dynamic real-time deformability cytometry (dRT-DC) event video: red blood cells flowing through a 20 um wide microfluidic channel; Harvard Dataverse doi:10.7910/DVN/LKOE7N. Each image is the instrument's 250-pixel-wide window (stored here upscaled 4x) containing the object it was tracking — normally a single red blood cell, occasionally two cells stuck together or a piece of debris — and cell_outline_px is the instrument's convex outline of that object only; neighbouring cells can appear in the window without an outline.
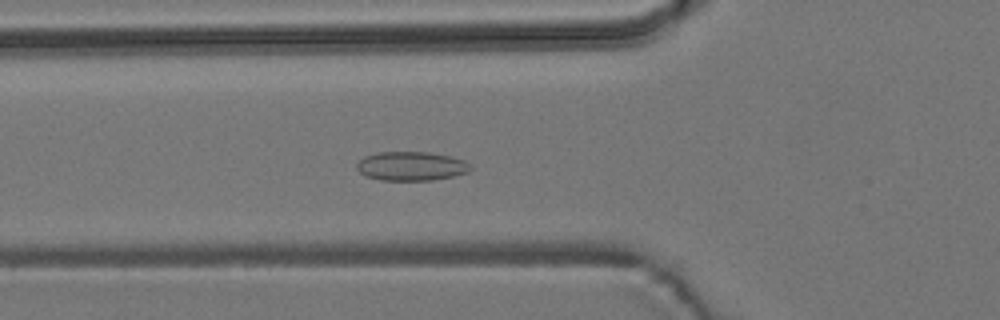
{"species": "common noctule bat (a hibernating species)", "species_latin": "Nyctalus noctula", "temperature_condition": "room temperature", "stored_images_in_passage": 51, "camera_frame_rate_fps": 3000, "um_per_image_px": 0.085, "animal": {"sex": "male", "body_mass_g": 19.2, "forearm_length_mm": 51.8}, "frame": {"image": 1, "passage_image": 16, "time_ms": 5.0, "image_size_px": [1000, 320], "cell_outline_px": [[472, 168], [468, 172], [452, 176], [432, 180], [380, 180], [364, 176], [356, 168], [356, 164], [364, 156], [380, 152], [428, 152], [448, 156], [464, 160], [472, 164]], "centroid_in_image_um": [34.94, 14.12], "position_along_channel_um": 90.9, "area_um2": 19.25}}
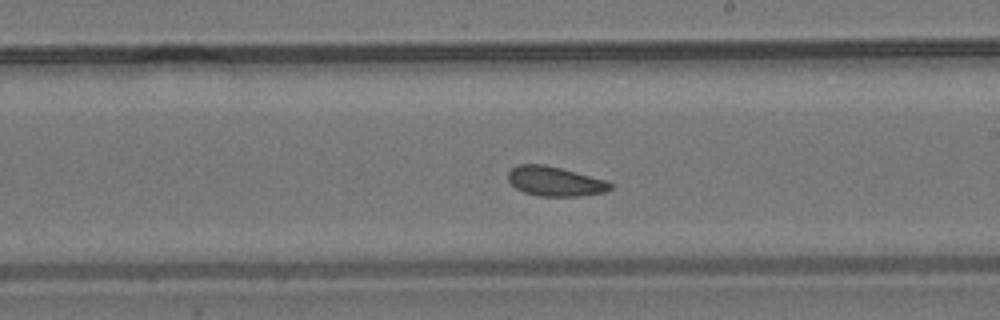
{"frame": {"image": 2, "passage_image": 28, "time_ms": 9.0, "image_size_px": [1000, 320], "cell_outline_px": [[612, 188], [604, 192], [576, 196], [536, 196], [524, 192], [516, 188], [508, 180], [508, 172], [516, 164], [544, 164], [560, 168], [604, 180], [612, 184]], "centroid_in_image_um": [47.12, 15.41], "position_along_channel_um": 241.9, "area_um2": 17.4}}
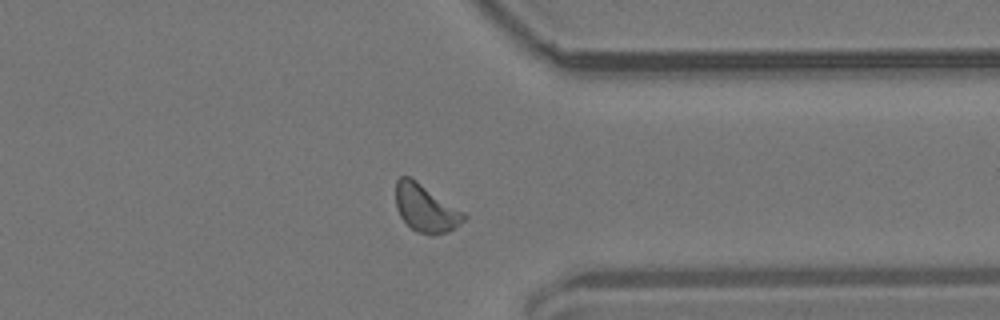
{"frame": {"image": 3, "passage_image": 39, "time_ms": 12.667, "image_size_px": [1000, 320], "cell_outline_px": [[468, 216], [460, 224], [448, 232], [432, 236], [428, 236], [416, 232], [400, 216], [396, 208], [396, 180], [400, 176], [412, 176], [464, 212]], "centroid_in_image_um": [36.18, 17.69], "position_along_channel_um": 375.2, "area_um2": 19.19}, "authors_computed_cell_mechanics": {"area_um2": 18.207, "velocity_mm_per_s": 3.759, "shape_relaxation_time_tau1_ms": 4.6773, "shape_relaxation_time_tau2_ms": 3.0661, "deformation_change_tau1": 0.0441, "deformation_change_tau2": 0.0921}}